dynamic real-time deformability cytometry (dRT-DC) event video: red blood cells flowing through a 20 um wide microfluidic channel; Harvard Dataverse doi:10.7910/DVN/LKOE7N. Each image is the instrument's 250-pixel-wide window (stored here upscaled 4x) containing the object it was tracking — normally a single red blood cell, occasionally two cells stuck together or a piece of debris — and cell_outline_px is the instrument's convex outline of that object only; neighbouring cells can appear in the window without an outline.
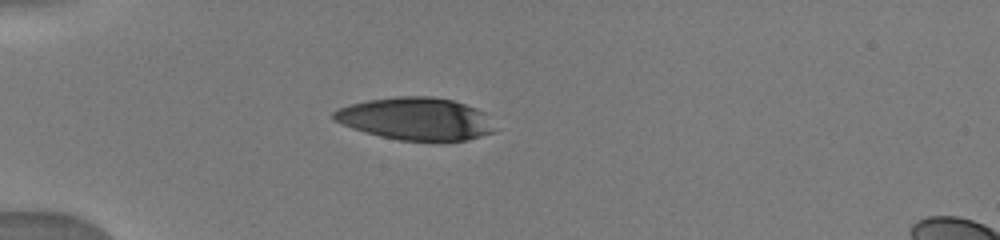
{"species": "human", "species_latin": "Homo sapiens", "temperature_condition": "warm", "stored_images_in_passage": 8, "camera_frame_rate_fps": 3000, "um_per_image_px": 0.085, "donor": {"sex": "male"}, "frame": {"image": 1, "passage_image": 1, "time_ms": 0.0, "image_size_px": [1000, 240], "cell_outline_px": [[496, 132], [468, 140], [396, 140], [380, 136], [352, 128], [332, 120], [332, 112], [340, 108], [352, 104], [368, 100], [396, 96], [432, 96], [452, 100], [476, 108], [484, 112]], "centroid_in_image_um": [35.33, 10.09], "position_along_channel_um": 49.7, "area_um2": 39.65}}
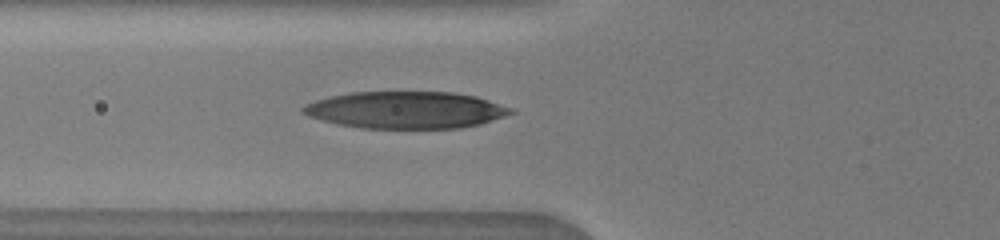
{"frame": {"image": 2, "passage_image": 8, "time_ms": 1.667, "image_size_px": [1000, 240], "cell_outline_px": [[516, 112], [480, 124], [460, 128], [360, 128], [336, 124], [308, 116], [300, 112], [300, 108], [304, 104], [316, 100], [332, 96], [352, 92], [452, 92], [476, 96], [512, 108]], "centroid_in_image_um": [34.46, 9.35], "position_along_channel_um": 91.3, "area_um2": 44.8}}